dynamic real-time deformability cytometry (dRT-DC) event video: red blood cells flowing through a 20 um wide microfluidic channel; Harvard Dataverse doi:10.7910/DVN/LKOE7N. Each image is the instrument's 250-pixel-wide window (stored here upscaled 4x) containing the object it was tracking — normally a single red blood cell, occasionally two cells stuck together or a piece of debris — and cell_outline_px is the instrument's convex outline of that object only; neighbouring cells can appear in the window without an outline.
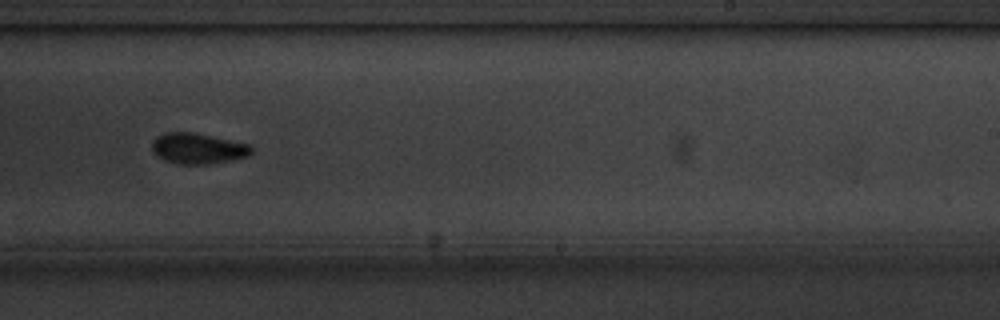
{"species": "common noctule bat (a hibernating species)", "species_latin": "Nyctalus noctula", "temperature_condition": "cold", "stored_images_in_passage": 10, "camera_frame_rate_fps": 3000, "um_per_image_px": 0.085, "animal": {"sex": "male", "body_mass_g": 20.1, "forearm_length_mm": 53.5}, "frame": {"image": 1, "passage_image": 10, "time_ms": 10.333, "image_size_px": [1000, 320], "cell_outline_px": [[252, 152], [248, 156], [228, 160], [204, 164], [176, 164], [164, 160], [156, 156], [152, 152], [152, 140], [156, 136], [164, 132], [192, 132], [252, 144]], "centroid_in_image_um": [16.78, 12.61], "position_along_channel_um": 272.2, "area_um2": 17.92}}